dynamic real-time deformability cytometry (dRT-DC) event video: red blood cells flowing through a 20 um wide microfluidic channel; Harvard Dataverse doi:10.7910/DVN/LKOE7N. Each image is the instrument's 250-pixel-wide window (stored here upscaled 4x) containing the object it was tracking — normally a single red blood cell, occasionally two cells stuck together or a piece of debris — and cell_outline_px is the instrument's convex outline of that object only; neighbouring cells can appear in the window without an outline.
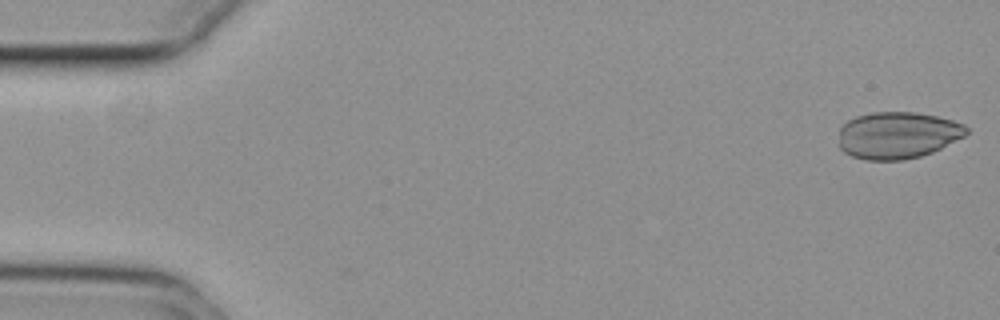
{"species": "common noctule bat (a hibernating species)", "species_latin": "Nyctalus noctula", "temperature_condition": "cold", "stored_images_in_passage": 43, "camera_frame_rate_fps": 3000, "um_per_image_px": 0.085, "animal": {"sex": "female", "body_mass_g": 29.2, "forearm_length_mm": 56.3}, "frame": {"image": 1, "passage_image": 1, "time_ms": 0.0, "image_size_px": [1000, 320], "cell_outline_px": [[968, 132], [964, 136], [932, 152], [920, 156], [904, 160], [864, 160], [852, 156], [844, 152], [840, 148], [840, 128], [848, 120], [856, 116], [872, 112], [916, 112], [936, 116], [952, 120], [964, 124], [968, 128]], "centroid_in_image_um": [76.29, 11.49], "position_along_channel_um": 8.7, "area_um2": 34.85}}
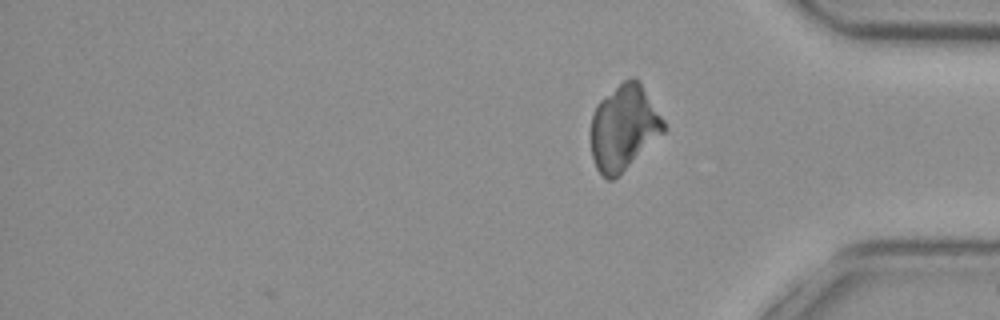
{"frame": {"image": 2, "passage_image": 43, "time_ms": 14.0, "image_size_px": [1000, 320], "cell_outline_px": [[668, 128], [664, 132], [612, 180], [608, 180], [596, 168], [592, 160], [592, 116], [596, 104], [600, 100], [624, 80], [632, 76], [640, 80], [664, 120]], "centroid_in_image_um": [53.04, 10.8], "position_along_channel_um": 382.2, "area_um2": 35.72}}